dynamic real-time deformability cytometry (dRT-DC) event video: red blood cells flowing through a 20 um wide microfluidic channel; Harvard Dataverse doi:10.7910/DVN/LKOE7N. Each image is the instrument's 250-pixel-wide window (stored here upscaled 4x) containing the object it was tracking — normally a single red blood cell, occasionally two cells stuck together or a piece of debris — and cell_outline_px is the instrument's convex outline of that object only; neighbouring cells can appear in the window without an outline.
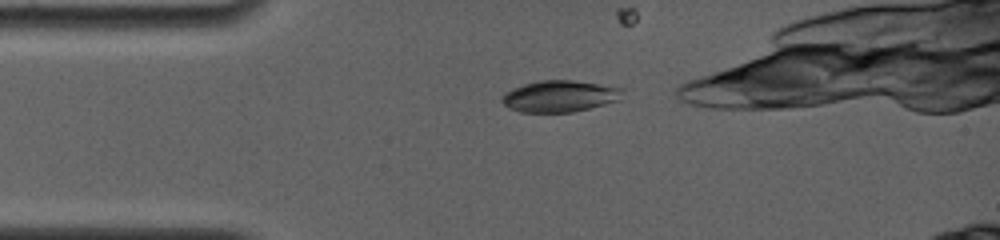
{"species": "common noctule bat (a hibernating species)", "species_latin": "Nyctalus noctula", "temperature_condition": "room temperature", "stored_images_in_passage": 3, "camera_frame_rate_fps": 4000, "um_per_image_px": 0.085, "animal": {"sex": "female", "body_mass_g": 19.0, "forearm_length_mm": 56.7}, "frame": {"image": 1, "passage_image": 1, "time_ms": 0.0, "image_size_px": [1000, 240], "cell_outline_px": [[624, 88], [620, 100], [572, 112], [520, 112], [508, 108], [500, 100], [500, 96], [504, 92], [512, 88], [536, 80], [572, 80]], "centroid_in_image_um": [47.52, 8.17], "position_along_channel_um": 37.5, "area_um2": 22.25}}